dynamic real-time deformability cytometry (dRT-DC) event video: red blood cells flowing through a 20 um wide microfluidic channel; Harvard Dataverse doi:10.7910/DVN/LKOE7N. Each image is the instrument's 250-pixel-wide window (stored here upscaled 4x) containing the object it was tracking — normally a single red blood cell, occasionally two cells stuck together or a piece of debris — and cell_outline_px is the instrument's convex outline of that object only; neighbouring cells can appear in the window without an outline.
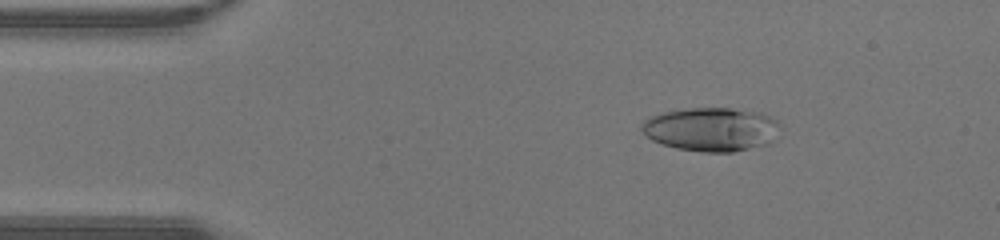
{"species": "human", "species_latin": "Homo sapiens", "temperature_condition": "warm", "stored_images_in_passage": 46, "camera_frame_rate_fps": 3000, "um_per_image_px": 0.085, "donor": {"sex": "male"}, "frame": {"image": 1, "passage_image": 7, "time_ms": 2.0, "image_size_px": [1000, 240], "cell_outline_px": [[780, 124], [768, 144], [732, 152], [704, 152], [676, 148], [652, 140], [640, 128], [640, 124], [648, 116], [660, 112], [684, 108], [732, 108], [760, 112], [772, 116]], "centroid_in_image_um": [60.41, 10.97], "position_along_channel_um": 24.6, "area_um2": 35.37}}
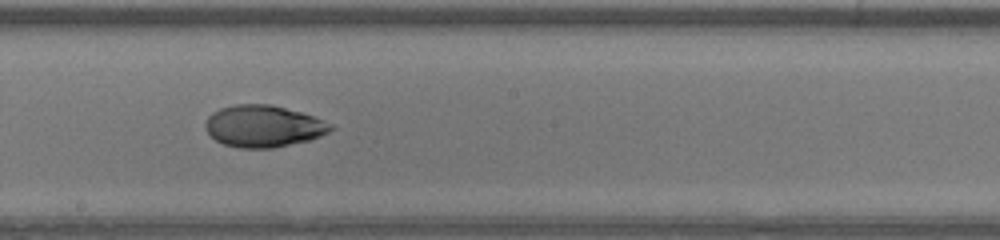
{"frame": {"image": 2, "passage_image": 25, "time_ms": 8.0, "image_size_px": [1000, 240], "cell_outline_px": [[336, 128], [320, 136], [308, 140], [272, 148], [240, 148], [224, 144], [216, 140], [204, 128], [204, 124], [208, 116], [212, 112], [220, 108], [236, 104], [272, 104], [316, 116], [332, 124]], "centroid_in_image_um": [22.4, 10.71], "position_along_channel_um": 225.8, "area_um2": 30.69}}
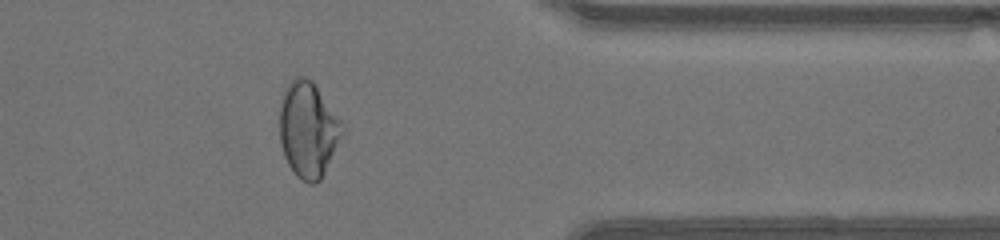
{"frame": {"image": 3, "passage_image": 37, "time_ms": 12.0, "image_size_px": [1000, 240], "cell_outline_px": [[344, 132], [320, 180], [312, 184], [308, 184], [300, 180], [296, 176], [288, 164], [284, 156], [280, 144], [280, 104], [284, 88], [296, 76], [308, 76], [312, 80], [340, 120], [344, 128]], "centroid_in_image_um": [26.17, 11.01], "position_along_channel_um": 385.2, "area_um2": 34.8}, "authors_computed_cell_mechanics": {"area_um2": 33.0327, "velocity_mm_per_s": 4.4516, "shape_relaxation_time_tau1_ms": null, "shape_relaxation_time_tau2_ms": 1.4196, "deformation_change_tau1": null, "deformation_change_tau2": 0.0377}}